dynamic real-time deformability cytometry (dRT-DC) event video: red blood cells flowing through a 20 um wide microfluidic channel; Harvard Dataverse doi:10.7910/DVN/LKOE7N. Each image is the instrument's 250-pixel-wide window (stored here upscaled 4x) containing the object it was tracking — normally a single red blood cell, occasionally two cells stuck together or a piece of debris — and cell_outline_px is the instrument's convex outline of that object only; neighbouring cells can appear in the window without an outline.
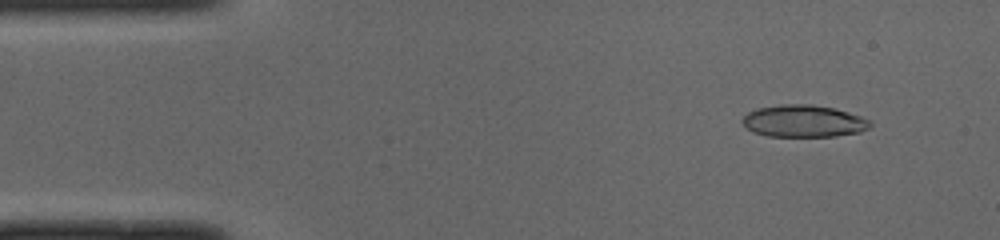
{"species": "common noctule bat (a hibernating species)", "species_latin": "Nyctalus noctula", "temperature_condition": "cold", "stored_images_in_passage": 49, "camera_frame_rate_fps": 3000, "um_per_image_px": 0.085, "animal": {"sex": "male", "body_mass_g": 19.0, "forearm_length_mm": 50.8}, "frame": {"image": 1, "passage_image": 5, "time_ms": 1.333, "image_size_px": [1000, 240], "cell_outline_px": [[868, 124], [864, 128], [856, 132], [828, 136], [772, 136], [756, 132], [748, 128], [744, 124], [744, 116], [760, 108], [832, 108], [856, 116], [864, 120]], "centroid_in_image_um": [68.25, 10.37], "position_along_channel_um": 16.8, "area_um2": 21.04}}
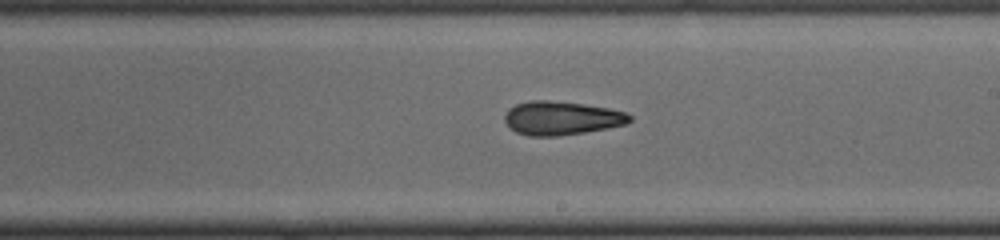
{"frame": {"image": 2, "passage_image": 28, "time_ms": 9.0, "image_size_px": [1000, 240], "cell_outline_px": [[632, 120], [624, 124], [604, 128], [580, 132], [548, 136], [536, 136], [520, 132], [512, 128], [508, 124], [508, 112], [512, 108], [520, 104], [576, 104], [604, 108], [624, 112], [632, 116]], "centroid_in_image_um": [47.85, 10.1], "position_along_channel_um": 241.2, "area_um2": 21.91}}
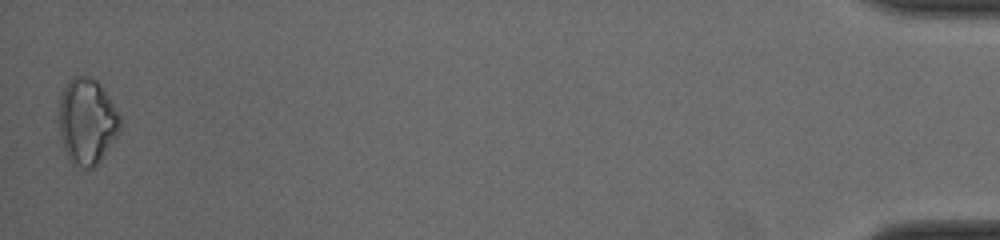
{"frame": {"image": 3, "passage_image": 49, "time_ms": 16.0, "image_size_px": [1000, 240], "cell_outline_px": [[116, 128], [96, 160], [92, 164], [88, 164], [76, 160], [68, 144], [64, 124], [64, 96], [72, 84], [76, 80], [96, 80], [116, 116]], "centroid_in_image_um": [7.45, 10.22], "position_along_channel_um": 427.7, "area_um2": 23.64}}